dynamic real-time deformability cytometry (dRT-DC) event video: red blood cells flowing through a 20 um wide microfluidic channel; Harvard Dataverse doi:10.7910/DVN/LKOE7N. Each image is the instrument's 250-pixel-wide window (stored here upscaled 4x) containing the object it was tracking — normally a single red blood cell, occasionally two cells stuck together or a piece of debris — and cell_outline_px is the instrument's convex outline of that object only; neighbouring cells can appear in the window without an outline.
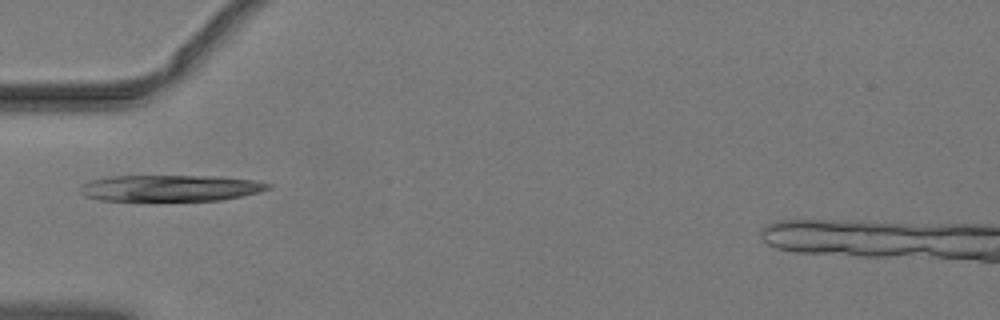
{"species": "common noctule bat (a hibernating species)", "species_latin": "Nyctalus noctula", "temperature_condition": "warm", "stored_images_in_passage": 36, "camera_frame_rate_fps": 3000, "um_per_image_px": 0.085, "animal": {"sex": "male", "body_mass_g": 19.2, "forearm_length_mm": 51.8}, "frame": {"image": 1, "passage_image": 1, "time_ms": 0.0, "image_size_px": [1000, 320], "cell_outline_px": [[272, 188], [260, 192], [220, 200], [100, 200], [84, 196], [80, 192], [80, 184], [92, 180], [108, 176], [220, 176], [256, 180], [272, 184]], "centroid_in_image_um": [14.5, 15.97], "position_along_channel_um": 70.5, "area_um2": 28.9}}
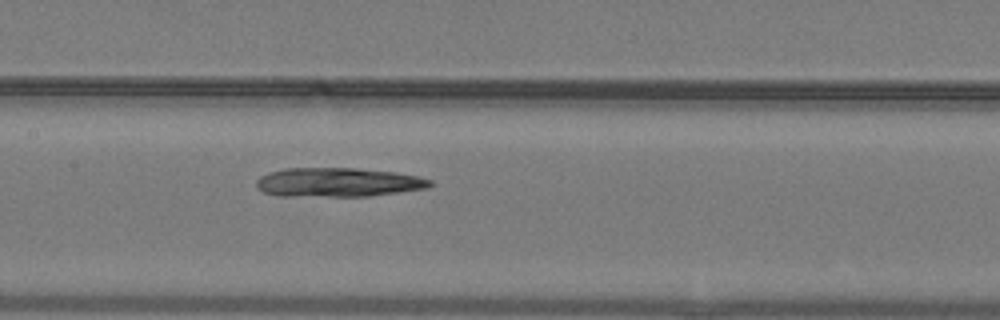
{"frame": {"image": 2, "passage_image": 9, "time_ms": 2.667, "image_size_px": [1000, 320], "cell_outline_px": [[432, 184], [428, 188], [368, 196], [280, 196], [264, 192], [256, 188], [256, 180], [260, 176], [268, 172], [284, 168], [356, 168], [396, 172], [416, 176], [432, 180]], "centroid_in_image_um": [28.69, 15.49], "position_along_channel_um": 178.7, "area_um2": 29.54}}
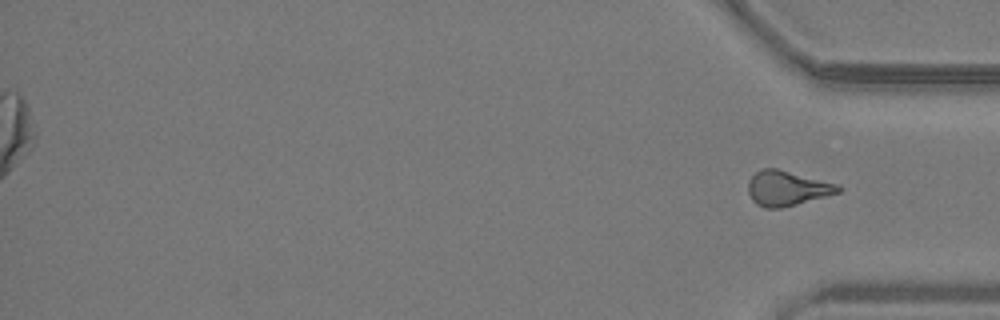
{"frame": {"image": 3, "passage_image": 36, "time_ms": 11.667, "image_size_px": [1000, 320], "cell_outline_px": [[844, 188], [840, 192], [796, 204], [780, 208], [764, 208], [756, 204], [752, 200], [748, 192], [748, 180], [760, 168], [776, 168], [840, 184]], "centroid_in_image_um": [66.9, 15.99], "position_along_channel_um": 368.3, "area_um2": 18.44}}